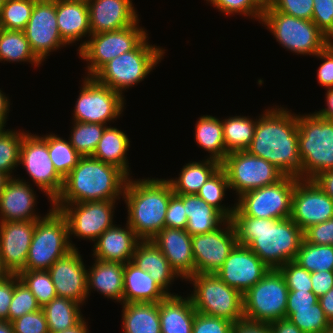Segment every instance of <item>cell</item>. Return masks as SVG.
Returning a JSON list of instances; mask_svg holds the SVG:
<instances>
[{
	"label": "cell",
	"instance_id": "45",
	"mask_svg": "<svg viewBox=\"0 0 333 333\" xmlns=\"http://www.w3.org/2000/svg\"><path fill=\"white\" fill-rule=\"evenodd\" d=\"M25 134L24 130L11 129H6L0 134V171L10 178L16 177L12 173L20 165V150Z\"/></svg>",
	"mask_w": 333,
	"mask_h": 333
},
{
	"label": "cell",
	"instance_id": "9",
	"mask_svg": "<svg viewBox=\"0 0 333 333\" xmlns=\"http://www.w3.org/2000/svg\"><path fill=\"white\" fill-rule=\"evenodd\" d=\"M186 281L193 285L194 289L188 296L198 313L232 323L244 319L243 294L215 274H194Z\"/></svg>",
	"mask_w": 333,
	"mask_h": 333
},
{
	"label": "cell",
	"instance_id": "41",
	"mask_svg": "<svg viewBox=\"0 0 333 333\" xmlns=\"http://www.w3.org/2000/svg\"><path fill=\"white\" fill-rule=\"evenodd\" d=\"M309 272L333 271V245H317L304 239L294 260Z\"/></svg>",
	"mask_w": 333,
	"mask_h": 333
},
{
	"label": "cell",
	"instance_id": "72",
	"mask_svg": "<svg viewBox=\"0 0 333 333\" xmlns=\"http://www.w3.org/2000/svg\"><path fill=\"white\" fill-rule=\"evenodd\" d=\"M6 124V121H0V134L4 131V130H6L5 129V125Z\"/></svg>",
	"mask_w": 333,
	"mask_h": 333
},
{
	"label": "cell",
	"instance_id": "18",
	"mask_svg": "<svg viewBox=\"0 0 333 333\" xmlns=\"http://www.w3.org/2000/svg\"><path fill=\"white\" fill-rule=\"evenodd\" d=\"M34 54L44 62L50 52L68 45L58 30L56 0H36L24 30Z\"/></svg>",
	"mask_w": 333,
	"mask_h": 333
},
{
	"label": "cell",
	"instance_id": "54",
	"mask_svg": "<svg viewBox=\"0 0 333 333\" xmlns=\"http://www.w3.org/2000/svg\"><path fill=\"white\" fill-rule=\"evenodd\" d=\"M232 322L196 312L192 333H232Z\"/></svg>",
	"mask_w": 333,
	"mask_h": 333
},
{
	"label": "cell",
	"instance_id": "70",
	"mask_svg": "<svg viewBox=\"0 0 333 333\" xmlns=\"http://www.w3.org/2000/svg\"><path fill=\"white\" fill-rule=\"evenodd\" d=\"M10 273L8 270L4 267L2 260H1V255H0V280L4 279L7 277Z\"/></svg>",
	"mask_w": 333,
	"mask_h": 333
},
{
	"label": "cell",
	"instance_id": "58",
	"mask_svg": "<svg viewBox=\"0 0 333 333\" xmlns=\"http://www.w3.org/2000/svg\"><path fill=\"white\" fill-rule=\"evenodd\" d=\"M18 274H9L0 280V321H8L9 306L13 298L14 284Z\"/></svg>",
	"mask_w": 333,
	"mask_h": 333
},
{
	"label": "cell",
	"instance_id": "11",
	"mask_svg": "<svg viewBox=\"0 0 333 333\" xmlns=\"http://www.w3.org/2000/svg\"><path fill=\"white\" fill-rule=\"evenodd\" d=\"M139 21L120 30L93 34L80 43L77 54L87 62L86 77H92L115 57L134 50L148 36Z\"/></svg>",
	"mask_w": 333,
	"mask_h": 333
},
{
	"label": "cell",
	"instance_id": "21",
	"mask_svg": "<svg viewBox=\"0 0 333 333\" xmlns=\"http://www.w3.org/2000/svg\"><path fill=\"white\" fill-rule=\"evenodd\" d=\"M85 266L78 248H73L48 269L58 297L85 304L88 300Z\"/></svg>",
	"mask_w": 333,
	"mask_h": 333
},
{
	"label": "cell",
	"instance_id": "12",
	"mask_svg": "<svg viewBox=\"0 0 333 333\" xmlns=\"http://www.w3.org/2000/svg\"><path fill=\"white\" fill-rule=\"evenodd\" d=\"M19 164L28 176L49 198L51 205L59 197L64 185V178L56 171L49 158L48 135H34L29 131L23 136Z\"/></svg>",
	"mask_w": 333,
	"mask_h": 333
},
{
	"label": "cell",
	"instance_id": "34",
	"mask_svg": "<svg viewBox=\"0 0 333 333\" xmlns=\"http://www.w3.org/2000/svg\"><path fill=\"white\" fill-rule=\"evenodd\" d=\"M123 333H161L159 303H123Z\"/></svg>",
	"mask_w": 333,
	"mask_h": 333
},
{
	"label": "cell",
	"instance_id": "14",
	"mask_svg": "<svg viewBox=\"0 0 333 333\" xmlns=\"http://www.w3.org/2000/svg\"><path fill=\"white\" fill-rule=\"evenodd\" d=\"M74 107L73 120L108 125L123 114L124 94L100 84L93 77L84 76ZM111 121V122H110Z\"/></svg>",
	"mask_w": 333,
	"mask_h": 333
},
{
	"label": "cell",
	"instance_id": "75",
	"mask_svg": "<svg viewBox=\"0 0 333 333\" xmlns=\"http://www.w3.org/2000/svg\"><path fill=\"white\" fill-rule=\"evenodd\" d=\"M72 1H81V2H86V3H88V2H90V1H92V0H72Z\"/></svg>",
	"mask_w": 333,
	"mask_h": 333
},
{
	"label": "cell",
	"instance_id": "10",
	"mask_svg": "<svg viewBox=\"0 0 333 333\" xmlns=\"http://www.w3.org/2000/svg\"><path fill=\"white\" fill-rule=\"evenodd\" d=\"M288 287L278 269L269 271L243 294L244 319L271 323L285 318Z\"/></svg>",
	"mask_w": 333,
	"mask_h": 333
},
{
	"label": "cell",
	"instance_id": "69",
	"mask_svg": "<svg viewBox=\"0 0 333 333\" xmlns=\"http://www.w3.org/2000/svg\"><path fill=\"white\" fill-rule=\"evenodd\" d=\"M10 179V177L0 171V193L3 191L7 181Z\"/></svg>",
	"mask_w": 333,
	"mask_h": 333
},
{
	"label": "cell",
	"instance_id": "40",
	"mask_svg": "<svg viewBox=\"0 0 333 333\" xmlns=\"http://www.w3.org/2000/svg\"><path fill=\"white\" fill-rule=\"evenodd\" d=\"M227 189H230L228 178L225 171L220 167L200 188L197 195L204 200L207 204L214 207L226 219H230L235 210L236 203L233 207H227L221 204L226 196Z\"/></svg>",
	"mask_w": 333,
	"mask_h": 333
},
{
	"label": "cell",
	"instance_id": "47",
	"mask_svg": "<svg viewBox=\"0 0 333 333\" xmlns=\"http://www.w3.org/2000/svg\"><path fill=\"white\" fill-rule=\"evenodd\" d=\"M18 276L35 296L41 308L57 297L48 270H21Z\"/></svg>",
	"mask_w": 333,
	"mask_h": 333
},
{
	"label": "cell",
	"instance_id": "49",
	"mask_svg": "<svg viewBox=\"0 0 333 333\" xmlns=\"http://www.w3.org/2000/svg\"><path fill=\"white\" fill-rule=\"evenodd\" d=\"M221 13L229 15H243L261 22L263 7L257 0H206ZM239 13V14H238Z\"/></svg>",
	"mask_w": 333,
	"mask_h": 333
},
{
	"label": "cell",
	"instance_id": "73",
	"mask_svg": "<svg viewBox=\"0 0 333 333\" xmlns=\"http://www.w3.org/2000/svg\"><path fill=\"white\" fill-rule=\"evenodd\" d=\"M323 333H333V325L326 329Z\"/></svg>",
	"mask_w": 333,
	"mask_h": 333
},
{
	"label": "cell",
	"instance_id": "46",
	"mask_svg": "<svg viewBox=\"0 0 333 333\" xmlns=\"http://www.w3.org/2000/svg\"><path fill=\"white\" fill-rule=\"evenodd\" d=\"M36 0H5L0 12V28L24 31Z\"/></svg>",
	"mask_w": 333,
	"mask_h": 333
},
{
	"label": "cell",
	"instance_id": "28",
	"mask_svg": "<svg viewBox=\"0 0 333 333\" xmlns=\"http://www.w3.org/2000/svg\"><path fill=\"white\" fill-rule=\"evenodd\" d=\"M95 260L87 272V297L97 291L105 298L123 304L124 264L119 262ZM93 289V290H92Z\"/></svg>",
	"mask_w": 333,
	"mask_h": 333
},
{
	"label": "cell",
	"instance_id": "59",
	"mask_svg": "<svg viewBox=\"0 0 333 333\" xmlns=\"http://www.w3.org/2000/svg\"><path fill=\"white\" fill-rule=\"evenodd\" d=\"M318 300L312 291H289L286 309L311 308Z\"/></svg>",
	"mask_w": 333,
	"mask_h": 333
},
{
	"label": "cell",
	"instance_id": "7",
	"mask_svg": "<svg viewBox=\"0 0 333 333\" xmlns=\"http://www.w3.org/2000/svg\"><path fill=\"white\" fill-rule=\"evenodd\" d=\"M260 23L267 26L284 49L297 55L315 56L331 42L311 20L275 11L270 6L263 9Z\"/></svg>",
	"mask_w": 333,
	"mask_h": 333
},
{
	"label": "cell",
	"instance_id": "57",
	"mask_svg": "<svg viewBox=\"0 0 333 333\" xmlns=\"http://www.w3.org/2000/svg\"><path fill=\"white\" fill-rule=\"evenodd\" d=\"M322 59L317 70V81L326 89L333 88V41L315 55Z\"/></svg>",
	"mask_w": 333,
	"mask_h": 333
},
{
	"label": "cell",
	"instance_id": "31",
	"mask_svg": "<svg viewBox=\"0 0 333 333\" xmlns=\"http://www.w3.org/2000/svg\"><path fill=\"white\" fill-rule=\"evenodd\" d=\"M196 312L189 296L169 295L159 302L161 333H192Z\"/></svg>",
	"mask_w": 333,
	"mask_h": 333
},
{
	"label": "cell",
	"instance_id": "67",
	"mask_svg": "<svg viewBox=\"0 0 333 333\" xmlns=\"http://www.w3.org/2000/svg\"><path fill=\"white\" fill-rule=\"evenodd\" d=\"M88 322L83 318L78 324L74 325L71 328L57 332V333H89Z\"/></svg>",
	"mask_w": 333,
	"mask_h": 333
},
{
	"label": "cell",
	"instance_id": "66",
	"mask_svg": "<svg viewBox=\"0 0 333 333\" xmlns=\"http://www.w3.org/2000/svg\"><path fill=\"white\" fill-rule=\"evenodd\" d=\"M10 105L9 97L0 89V121H7Z\"/></svg>",
	"mask_w": 333,
	"mask_h": 333
},
{
	"label": "cell",
	"instance_id": "62",
	"mask_svg": "<svg viewBox=\"0 0 333 333\" xmlns=\"http://www.w3.org/2000/svg\"><path fill=\"white\" fill-rule=\"evenodd\" d=\"M271 333H303L289 319L283 318L269 323Z\"/></svg>",
	"mask_w": 333,
	"mask_h": 333
},
{
	"label": "cell",
	"instance_id": "68",
	"mask_svg": "<svg viewBox=\"0 0 333 333\" xmlns=\"http://www.w3.org/2000/svg\"><path fill=\"white\" fill-rule=\"evenodd\" d=\"M0 333H14L12 324L9 321H0Z\"/></svg>",
	"mask_w": 333,
	"mask_h": 333
},
{
	"label": "cell",
	"instance_id": "26",
	"mask_svg": "<svg viewBox=\"0 0 333 333\" xmlns=\"http://www.w3.org/2000/svg\"><path fill=\"white\" fill-rule=\"evenodd\" d=\"M120 226L115 224L93 242V258L123 264L132 260L141 239L127 223L124 228Z\"/></svg>",
	"mask_w": 333,
	"mask_h": 333
},
{
	"label": "cell",
	"instance_id": "53",
	"mask_svg": "<svg viewBox=\"0 0 333 333\" xmlns=\"http://www.w3.org/2000/svg\"><path fill=\"white\" fill-rule=\"evenodd\" d=\"M312 22L333 41V4L332 0H313Z\"/></svg>",
	"mask_w": 333,
	"mask_h": 333
},
{
	"label": "cell",
	"instance_id": "33",
	"mask_svg": "<svg viewBox=\"0 0 333 333\" xmlns=\"http://www.w3.org/2000/svg\"><path fill=\"white\" fill-rule=\"evenodd\" d=\"M130 142L124 131L119 130L117 127L106 126L92 157L104 163L114 165L121 169L128 177H132L127 159Z\"/></svg>",
	"mask_w": 333,
	"mask_h": 333
},
{
	"label": "cell",
	"instance_id": "71",
	"mask_svg": "<svg viewBox=\"0 0 333 333\" xmlns=\"http://www.w3.org/2000/svg\"><path fill=\"white\" fill-rule=\"evenodd\" d=\"M275 0H257V2L263 7L270 6Z\"/></svg>",
	"mask_w": 333,
	"mask_h": 333
},
{
	"label": "cell",
	"instance_id": "39",
	"mask_svg": "<svg viewBox=\"0 0 333 333\" xmlns=\"http://www.w3.org/2000/svg\"><path fill=\"white\" fill-rule=\"evenodd\" d=\"M257 119L240 115L222 120L223 139L228 153L248 149L254 137Z\"/></svg>",
	"mask_w": 333,
	"mask_h": 333
},
{
	"label": "cell",
	"instance_id": "8",
	"mask_svg": "<svg viewBox=\"0 0 333 333\" xmlns=\"http://www.w3.org/2000/svg\"><path fill=\"white\" fill-rule=\"evenodd\" d=\"M72 249L67 220L60 210L52 207L36 220L24 270H48Z\"/></svg>",
	"mask_w": 333,
	"mask_h": 333
},
{
	"label": "cell",
	"instance_id": "29",
	"mask_svg": "<svg viewBox=\"0 0 333 333\" xmlns=\"http://www.w3.org/2000/svg\"><path fill=\"white\" fill-rule=\"evenodd\" d=\"M56 16L60 35L68 45L91 36L86 2L56 0Z\"/></svg>",
	"mask_w": 333,
	"mask_h": 333
},
{
	"label": "cell",
	"instance_id": "37",
	"mask_svg": "<svg viewBox=\"0 0 333 333\" xmlns=\"http://www.w3.org/2000/svg\"><path fill=\"white\" fill-rule=\"evenodd\" d=\"M81 304L63 297H55L41 309L47 320L49 333H57L78 324L83 318Z\"/></svg>",
	"mask_w": 333,
	"mask_h": 333
},
{
	"label": "cell",
	"instance_id": "27",
	"mask_svg": "<svg viewBox=\"0 0 333 333\" xmlns=\"http://www.w3.org/2000/svg\"><path fill=\"white\" fill-rule=\"evenodd\" d=\"M131 262L140 269L147 271L152 279L168 294L169 287L179 276L171 268L167 258L152 242V240H141L136 246Z\"/></svg>",
	"mask_w": 333,
	"mask_h": 333
},
{
	"label": "cell",
	"instance_id": "61",
	"mask_svg": "<svg viewBox=\"0 0 333 333\" xmlns=\"http://www.w3.org/2000/svg\"><path fill=\"white\" fill-rule=\"evenodd\" d=\"M232 333H271V330L267 323L251 322L243 319L233 324Z\"/></svg>",
	"mask_w": 333,
	"mask_h": 333
},
{
	"label": "cell",
	"instance_id": "24",
	"mask_svg": "<svg viewBox=\"0 0 333 333\" xmlns=\"http://www.w3.org/2000/svg\"><path fill=\"white\" fill-rule=\"evenodd\" d=\"M31 188L30 182H26L23 178L13 177L7 181L0 193V222L31 221L42 218L35 213L37 196Z\"/></svg>",
	"mask_w": 333,
	"mask_h": 333
},
{
	"label": "cell",
	"instance_id": "4",
	"mask_svg": "<svg viewBox=\"0 0 333 333\" xmlns=\"http://www.w3.org/2000/svg\"><path fill=\"white\" fill-rule=\"evenodd\" d=\"M129 177L123 199L127 208V224L141 240H151L165 227L170 197L174 194L167 179Z\"/></svg>",
	"mask_w": 333,
	"mask_h": 333
},
{
	"label": "cell",
	"instance_id": "1",
	"mask_svg": "<svg viewBox=\"0 0 333 333\" xmlns=\"http://www.w3.org/2000/svg\"><path fill=\"white\" fill-rule=\"evenodd\" d=\"M230 220L237 244L247 246L270 269H278L295 260L304 239L303 230L290 217L254 218L235 207Z\"/></svg>",
	"mask_w": 333,
	"mask_h": 333
},
{
	"label": "cell",
	"instance_id": "36",
	"mask_svg": "<svg viewBox=\"0 0 333 333\" xmlns=\"http://www.w3.org/2000/svg\"><path fill=\"white\" fill-rule=\"evenodd\" d=\"M195 142L205 151L210 153L209 159L220 164L224 161L228 152L223 139V125L217 117L203 115L195 124Z\"/></svg>",
	"mask_w": 333,
	"mask_h": 333
},
{
	"label": "cell",
	"instance_id": "43",
	"mask_svg": "<svg viewBox=\"0 0 333 333\" xmlns=\"http://www.w3.org/2000/svg\"><path fill=\"white\" fill-rule=\"evenodd\" d=\"M48 152L56 171L63 178L70 173L82 157L70 144L69 139H63L55 133L48 134Z\"/></svg>",
	"mask_w": 333,
	"mask_h": 333
},
{
	"label": "cell",
	"instance_id": "63",
	"mask_svg": "<svg viewBox=\"0 0 333 333\" xmlns=\"http://www.w3.org/2000/svg\"><path fill=\"white\" fill-rule=\"evenodd\" d=\"M333 199V170L323 171L313 179Z\"/></svg>",
	"mask_w": 333,
	"mask_h": 333
},
{
	"label": "cell",
	"instance_id": "20",
	"mask_svg": "<svg viewBox=\"0 0 333 333\" xmlns=\"http://www.w3.org/2000/svg\"><path fill=\"white\" fill-rule=\"evenodd\" d=\"M269 267L247 246L236 244L215 275L244 294L260 281Z\"/></svg>",
	"mask_w": 333,
	"mask_h": 333
},
{
	"label": "cell",
	"instance_id": "74",
	"mask_svg": "<svg viewBox=\"0 0 333 333\" xmlns=\"http://www.w3.org/2000/svg\"><path fill=\"white\" fill-rule=\"evenodd\" d=\"M4 3H5V0H0V12H1V9H2Z\"/></svg>",
	"mask_w": 333,
	"mask_h": 333
},
{
	"label": "cell",
	"instance_id": "23",
	"mask_svg": "<svg viewBox=\"0 0 333 333\" xmlns=\"http://www.w3.org/2000/svg\"><path fill=\"white\" fill-rule=\"evenodd\" d=\"M151 240L167 258L180 279L186 281L195 274L192 236L185 229L164 227Z\"/></svg>",
	"mask_w": 333,
	"mask_h": 333
},
{
	"label": "cell",
	"instance_id": "2",
	"mask_svg": "<svg viewBox=\"0 0 333 333\" xmlns=\"http://www.w3.org/2000/svg\"><path fill=\"white\" fill-rule=\"evenodd\" d=\"M279 107H269L258 117L254 137L246 151L270 162L285 176L301 179L298 114Z\"/></svg>",
	"mask_w": 333,
	"mask_h": 333
},
{
	"label": "cell",
	"instance_id": "56",
	"mask_svg": "<svg viewBox=\"0 0 333 333\" xmlns=\"http://www.w3.org/2000/svg\"><path fill=\"white\" fill-rule=\"evenodd\" d=\"M303 237L311 244L333 245V218L308 227L303 231Z\"/></svg>",
	"mask_w": 333,
	"mask_h": 333
},
{
	"label": "cell",
	"instance_id": "38",
	"mask_svg": "<svg viewBox=\"0 0 333 333\" xmlns=\"http://www.w3.org/2000/svg\"><path fill=\"white\" fill-rule=\"evenodd\" d=\"M29 62L39 67L42 61L31 49L24 31L0 28V62Z\"/></svg>",
	"mask_w": 333,
	"mask_h": 333
},
{
	"label": "cell",
	"instance_id": "22",
	"mask_svg": "<svg viewBox=\"0 0 333 333\" xmlns=\"http://www.w3.org/2000/svg\"><path fill=\"white\" fill-rule=\"evenodd\" d=\"M36 220L0 222V255L10 274L25 269Z\"/></svg>",
	"mask_w": 333,
	"mask_h": 333
},
{
	"label": "cell",
	"instance_id": "48",
	"mask_svg": "<svg viewBox=\"0 0 333 333\" xmlns=\"http://www.w3.org/2000/svg\"><path fill=\"white\" fill-rule=\"evenodd\" d=\"M41 306L29 288L18 279L14 284L13 298L9 306L8 321L20 318L21 316L40 310Z\"/></svg>",
	"mask_w": 333,
	"mask_h": 333
},
{
	"label": "cell",
	"instance_id": "35",
	"mask_svg": "<svg viewBox=\"0 0 333 333\" xmlns=\"http://www.w3.org/2000/svg\"><path fill=\"white\" fill-rule=\"evenodd\" d=\"M221 167L212 159L186 163L180 171L179 177L167 179L174 194H197L204 183Z\"/></svg>",
	"mask_w": 333,
	"mask_h": 333
},
{
	"label": "cell",
	"instance_id": "17",
	"mask_svg": "<svg viewBox=\"0 0 333 333\" xmlns=\"http://www.w3.org/2000/svg\"><path fill=\"white\" fill-rule=\"evenodd\" d=\"M236 244V233L230 219L214 231L192 236L195 274H215Z\"/></svg>",
	"mask_w": 333,
	"mask_h": 333
},
{
	"label": "cell",
	"instance_id": "42",
	"mask_svg": "<svg viewBox=\"0 0 333 333\" xmlns=\"http://www.w3.org/2000/svg\"><path fill=\"white\" fill-rule=\"evenodd\" d=\"M73 123L70 144L82 157L93 156L107 125L78 121Z\"/></svg>",
	"mask_w": 333,
	"mask_h": 333
},
{
	"label": "cell",
	"instance_id": "19",
	"mask_svg": "<svg viewBox=\"0 0 333 333\" xmlns=\"http://www.w3.org/2000/svg\"><path fill=\"white\" fill-rule=\"evenodd\" d=\"M290 218L304 231L333 218V199L314 180L298 179L292 194Z\"/></svg>",
	"mask_w": 333,
	"mask_h": 333
},
{
	"label": "cell",
	"instance_id": "52",
	"mask_svg": "<svg viewBox=\"0 0 333 333\" xmlns=\"http://www.w3.org/2000/svg\"><path fill=\"white\" fill-rule=\"evenodd\" d=\"M270 7L281 13L291 15L293 17L311 20L313 15V0H275Z\"/></svg>",
	"mask_w": 333,
	"mask_h": 333
},
{
	"label": "cell",
	"instance_id": "65",
	"mask_svg": "<svg viewBox=\"0 0 333 333\" xmlns=\"http://www.w3.org/2000/svg\"><path fill=\"white\" fill-rule=\"evenodd\" d=\"M326 107L319 110L315 111L318 116L321 118H325L328 120H333V88H329L328 90L326 89Z\"/></svg>",
	"mask_w": 333,
	"mask_h": 333
},
{
	"label": "cell",
	"instance_id": "32",
	"mask_svg": "<svg viewBox=\"0 0 333 333\" xmlns=\"http://www.w3.org/2000/svg\"><path fill=\"white\" fill-rule=\"evenodd\" d=\"M183 204L188 218L185 230L191 236L214 231L227 220L197 194H183Z\"/></svg>",
	"mask_w": 333,
	"mask_h": 333
},
{
	"label": "cell",
	"instance_id": "44",
	"mask_svg": "<svg viewBox=\"0 0 333 333\" xmlns=\"http://www.w3.org/2000/svg\"><path fill=\"white\" fill-rule=\"evenodd\" d=\"M285 318L294 323L303 333H323L332 325L319 302L311 308L286 309Z\"/></svg>",
	"mask_w": 333,
	"mask_h": 333
},
{
	"label": "cell",
	"instance_id": "6",
	"mask_svg": "<svg viewBox=\"0 0 333 333\" xmlns=\"http://www.w3.org/2000/svg\"><path fill=\"white\" fill-rule=\"evenodd\" d=\"M301 179L313 180L323 171L333 170V120L316 113L298 115Z\"/></svg>",
	"mask_w": 333,
	"mask_h": 333
},
{
	"label": "cell",
	"instance_id": "15",
	"mask_svg": "<svg viewBox=\"0 0 333 333\" xmlns=\"http://www.w3.org/2000/svg\"><path fill=\"white\" fill-rule=\"evenodd\" d=\"M299 178L284 176L277 183L253 189L238 197L236 207L246 216L286 219L291 216L292 194Z\"/></svg>",
	"mask_w": 333,
	"mask_h": 333
},
{
	"label": "cell",
	"instance_id": "13",
	"mask_svg": "<svg viewBox=\"0 0 333 333\" xmlns=\"http://www.w3.org/2000/svg\"><path fill=\"white\" fill-rule=\"evenodd\" d=\"M221 168L236 198L247 191L275 184L285 176L270 162L246 150L228 153Z\"/></svg>",
	"mask_w": 333,
	"mask_h": 333
},
{
	"label": "cell",
	"instance_id": "25",
	"mask_svg": "<svg viewBox=\"0 0 333 333\" xmlns=\"http://www.w3.org/2000/svg\"><path fill=\"white\" fill-rule=\"evenodd\" d=\"M133 0H92L88 2L91 35L116 31L134 24L139 15Z\"/></svg>",
	"mask_w": 333,
	"mask_h": 333
},
{
	"label": "cell",
	"instance_id": "5",
	"mask_svg": "<svg viewBox=\"0 0 333 333\" xmlns=\"http://www.w3.org/2000/svg\"><path fill=\"white\" fill-rule=\"evenodd\" d=\"M148 40L147 36L134 50L110 60L92 77L121 94L142 82L162 58L164 59L166 51L162 47L150 45Z\"/></svg>",
	"mask_w": 333,
	"mask_h": 333
},
{
	"label": "cell",
	"instance_id": "30",
	"mask_svg": "<svg viewBox=\"0 0 333 333\" xmlns=\"http://www.w3.org/2000/svg\"><path fill=\"white\" fill-rule=\"evenodd\" d=\"M168 296L147 271L124 264L123 303H159Z\"/></svg>",
	"mask_w": 333,
	"mask_h": 333
},
{
	"label": "cell",
	"instance_id": "50",
	"mask_svg": "<svg viewBox=\"0 0 333 333\" xmlns=\"http://www.w3.org/2000/svg\"><path fill=\"white\" fill-rule=\"evenodd\" d=\"M289 291H312L311 272L307 271L294 260L278 268Z\"/></svg>",
	"mask_w": 333,
	"mask_h": 333
},
{
	"label": "cell",
	"instance_id": "16",
	"mask_svg": "<svg viewBox=\"0 0 333 333\" xmlns=\"http://www.w3.org/2000/svg\"><path fill=\"white\" fill-rule=\"evenodd\" d=\"M116 201L53 204V207L60 210L67 220L69 241L72 248H77L70 240L72 235L79 239L95 242L104 231L115 225L113 216Z\"/></svg>",
	"mask_w": 333,
	"mask_h": 333
},
{
	"label": "cell",
	"instance_id": "60",
	"mask_svg": "<svg viewBox=\"0 0 333 333\" xmlns=\"http://www.w3.org/2000/svg\"><path fill=\"white\" fill-rule=\"evenodd\" d=\"M312 292L319 298L333 288V271L311 273Z\"/></svg>",
	"mask_w": 333,
	"mask_h": 333
},
{
	"label": "cell",
	"instance_id": "3",
	"mask_svg": "<svg viewBox=\"0 0 333 333\" xmlns=\"http://www.w3.org/2000/svg\"><path fill=\"white\" fill-rule=\"evenodd\" d=\"M128 178L114 165L92 156L81 157L64 178L62 192L53 204L119 200Z\"/></svg>",
	"mask_w": 333,
	"mask_h": 333
},
{
	"label": "cell",
	"instance_id": "55",
	"mask_svg": "<svg viewBox=\"0 0 333 333\" xmlns=\"http://www.w3.org/2000/svg\"><path fill=\"white\" fill-rule=\"evenodd\" d=\"M187 215L183 204V194H173L168 203L165 227L186 229Z\"/></svg>",
	"mask_w": 333,
	"mask_h": 333
},
{
	"label": "cell",
	"instance_id": "51",
	"mask_svg": "<svg viewBox=\"0 0 333 333\" xmlns=\"http://www.w3.org/2000/svg\"><path fill=\"white\" fill-rule=\"evenodd\" d=\"M14 333H49L42 309L27 313L11 322Z\"/></svg>",
	"mask_w": 333,
	"mask_h": 333
},
{
	"label": "cell",
	"instance_id": "64",
	"mask_svg": "<svg viewBox=\"0 0 333 333\" xmlns=\"http://www.w3.org/2000/svg\"><path fill=\"white\" fill-rule=\"evenodd\" d=\"M318 302L324 310L326 318L333 325V288L326 294L320 296Z\"/></svg>",
	"mask_w": 333,
	"mask_h": 333
}]
</instances>
